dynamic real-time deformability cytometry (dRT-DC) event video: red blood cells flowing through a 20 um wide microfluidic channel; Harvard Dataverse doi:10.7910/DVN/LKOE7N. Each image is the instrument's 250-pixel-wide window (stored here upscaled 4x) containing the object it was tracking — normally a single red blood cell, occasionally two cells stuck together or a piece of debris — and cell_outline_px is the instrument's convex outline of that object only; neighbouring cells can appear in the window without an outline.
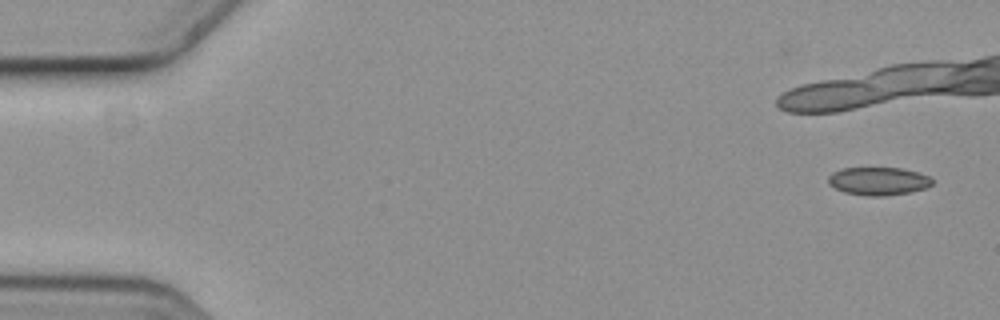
{"species": "common noctule bat (a hibernating species)", "species_latin": "Nyctalus noctula", "temperature_condition": "cold", "stored_images_in_passage": 2, "camera_frame_rate_fps": 3000, "um_per_image_px": 0.085, "animal": {"sex": "female", "body_mass_g": 19.3, "forearm_length_mm": 54.1}, "frame": {"image": 1, "passage_image": 2, "time_ms": 0.333, "image_size_px": [1000, 320], "cell_outline_px": [[932, 184], [924, 188], [908, 192], [880, 196], [872, 196], [844, 192], [828, 184], [828, 176], [832, 172], [844, 168], [900, 168], [916, 172], [928, 176], [932, 180]], "centroid_in_image_um": [74.62, 15.39], "position_along_channel_um": 10.4, "area_um2": 16.65}}